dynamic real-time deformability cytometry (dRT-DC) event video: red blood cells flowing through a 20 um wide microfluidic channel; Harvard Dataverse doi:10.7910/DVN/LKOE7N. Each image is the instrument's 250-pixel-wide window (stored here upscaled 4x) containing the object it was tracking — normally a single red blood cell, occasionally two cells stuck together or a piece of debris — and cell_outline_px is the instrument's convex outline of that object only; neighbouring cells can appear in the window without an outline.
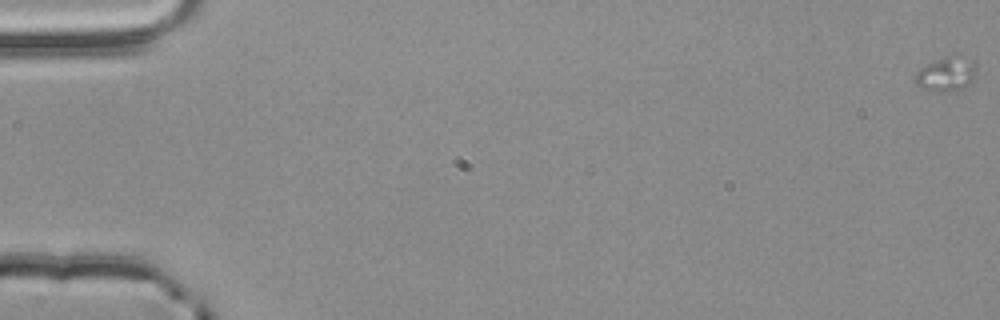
{"species": "common noctule bat (a hibernating species)", "species_latin": "Nyctalus noctula", "temperature_condition": "room temperature", "stored_images_in_passage": 20, "camera_frame_rate_fps": 3000, "um_per_image_px": 0.085, "animal": {"sex": "male", "body_mass_g": 20.4}, "frame": {"image": 1, "passage_image": 1, "time_ms": 0.0, "image_size_px": [1000, 320], "cell_outline_px": [[976, 76], [964, 88], [952, 92], [932, 92], [920, 88], [916, 84], [916, 72], [924, 64], [952, 52], [960, 52], [976, 60]], "centroid_in_image_um": [80.49, 6.22], "position_along_channel_um": 4.5, "area_um2": 13.35}}